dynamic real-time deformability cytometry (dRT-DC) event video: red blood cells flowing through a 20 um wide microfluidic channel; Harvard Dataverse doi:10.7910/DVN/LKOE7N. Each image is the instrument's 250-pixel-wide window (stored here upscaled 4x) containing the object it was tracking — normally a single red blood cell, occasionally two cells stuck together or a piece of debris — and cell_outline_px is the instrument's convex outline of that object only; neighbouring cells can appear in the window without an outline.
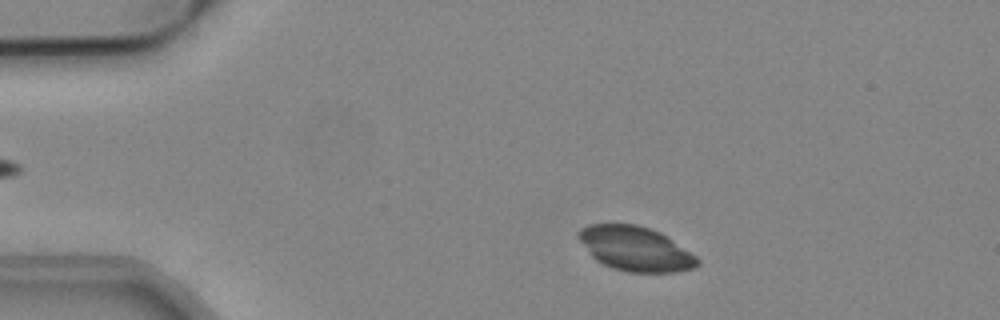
{"species": "common noctule bat (a hibernating species)", "species_latin": "Nyctalus noctula", "temperature_condition": "cold", "stored_images_in_passage": 48, "camera_frame_rate_fps": 3000, "um_per_image_px": 0.085, "animal": {"sex": "male", "body_mass_g": 19.2, "forearm_length_mm": 51.8}, "frame": {"image": 1, "passage_image": 5, "time_ms": 1.333, "image_size_px": [1000, 320], "cell_outline_px": [[700, 264], [692, 268], [676, 272], [628, 272], [612, 268], [596, 260], [592, 256], [576, 236], [576, 232], [580, 228], [588, 224], [636, 224], [660, 232], [696, 256], [700, 260]], "centroid_in_image_um": [53.98, 21.14], "position_along_channel_um": 31.0, "area_um2": 30.69}}